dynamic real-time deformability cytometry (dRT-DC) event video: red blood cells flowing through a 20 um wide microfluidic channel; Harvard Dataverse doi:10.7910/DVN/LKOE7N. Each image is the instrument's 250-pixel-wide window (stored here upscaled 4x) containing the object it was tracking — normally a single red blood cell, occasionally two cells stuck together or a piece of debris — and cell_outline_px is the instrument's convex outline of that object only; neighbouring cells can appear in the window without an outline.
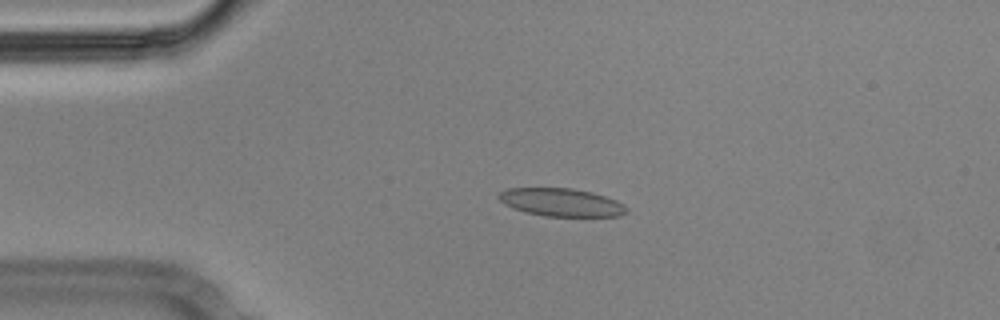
{"species": "Egyptian fruit bat (a non-hibernating species)", "species_latin": "Rousettus aegyptiacus", "temperature_condition": "cold", "stored_images_in_passage": 55, "camera_frame_rate_fps": 3000, "um_per_image_px": 0.085, "animal": {"sex": "male"}, "frame": {"image": 1, "passage_image": 11, "time_ms": 3.333, "image_size_px": [1000, 320], "cell_outline_px": [[628, 212], [620, 216], [544, 216], [512, 208], [504, 204], [496, 196], [500, 192], [508, 188], [572, 188], [592, 192], [616, 200], [624, 204], [628, 208]], "centroid_in_image_um": [47.72, 17.19], "position_along_channel_um": 37.3, "area_um2": 20.87}}
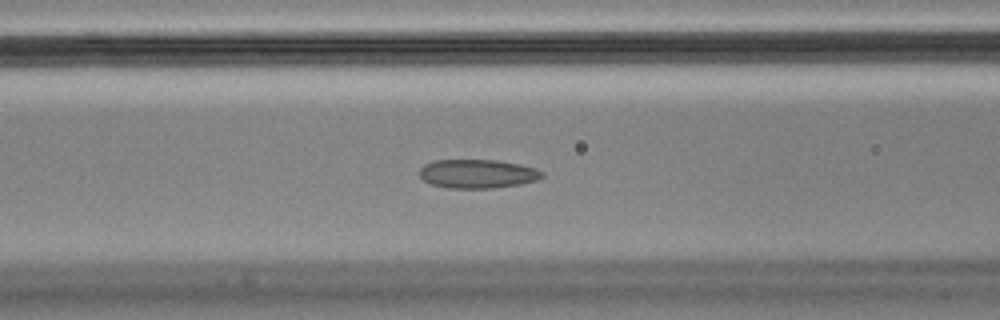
{"frame": {"image": 2, "passage_image": 21, "time_ms": 6.667, "image_size_px": [1000, 320], "cell_outline_px": [[544, 176], [540, 180], [520, 184], [492, 188], [448, 188], [432, 184], [424, 180], [420, 176], [420, 168], [424, 164], [432, 160], [496, 160], [520, 164], [536, 168], [544, 172]], "centroid_in_image_um": [40.62, 14.77], "position_along_channel_um": 126.0, "area_um2": 20.75}}
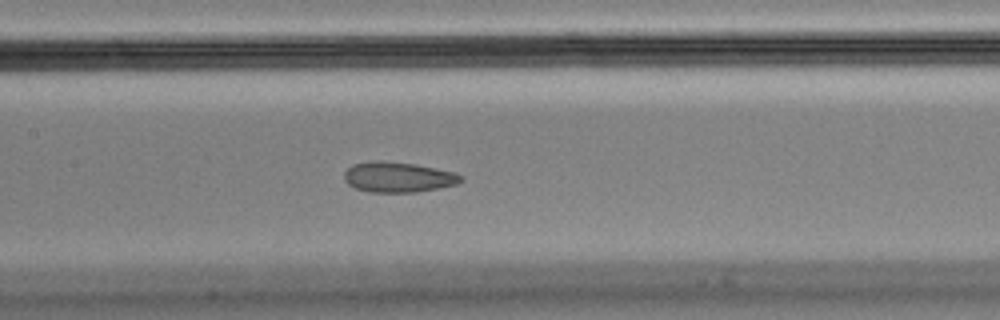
{"frame": {"image": 3, "passage_image": 25, "time_ms": 8.0, "image_size_px": [1000, 320], "cell_outline_px": [[464, 180], [456, 184], [440, 188], [416, 192], [368, 192], [356, 188], [348, 184], [344, 180], [344, 172], [352, 164], [372, 160], [380, 160], [416, 164], [456, 172], [464, 176]], "centroid_in_image_um": [33.86, 15.05], "position_along_channel_um": 173.5, "area_um2": 20.92}}